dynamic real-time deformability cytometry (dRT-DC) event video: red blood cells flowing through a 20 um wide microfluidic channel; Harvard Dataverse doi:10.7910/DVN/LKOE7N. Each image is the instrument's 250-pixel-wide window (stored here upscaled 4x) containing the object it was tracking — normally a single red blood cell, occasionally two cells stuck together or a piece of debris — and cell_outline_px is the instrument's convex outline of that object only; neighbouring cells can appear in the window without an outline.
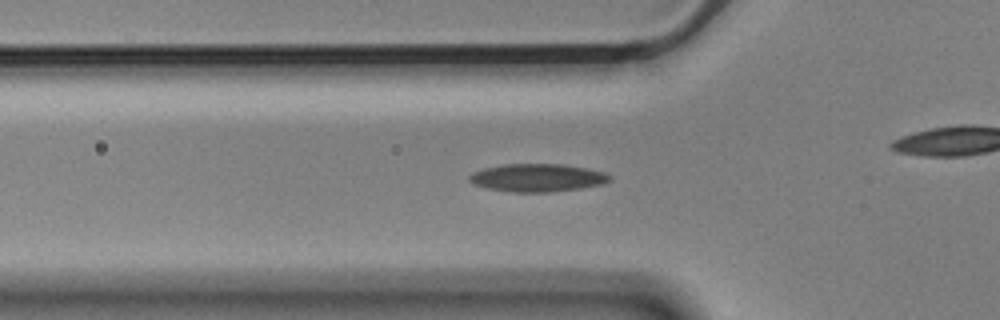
{"species": "Egyptian fruit bat (a non-hibernating species)", "species_latin": "Rousettus aegyptiacus", "temperature_condition": "cold", "stored_images_in_passage": 40, "camera_frame_rate_fps": 3000, "um_per_image_px": 0.085, "animal": {"sex": "male"}, "frame": {"image": 1, "passage_image": 7, "time_ms": 2.0, "image_size_px": [1000, 320], "cell_outline_px": [[612, 180], [600, 184], [580, 188], [548, 192], [512, 192], [488, 188], [472, 184], [468, 180], [468, 176], [472, 172], [484, 168], [504, 164], [564, 164], [604, 172], [612, 176]], "centroid_in_image_um": [45.64, 15.1], "position_along_channel_um": 80.2, "area_um2": 22.77}}
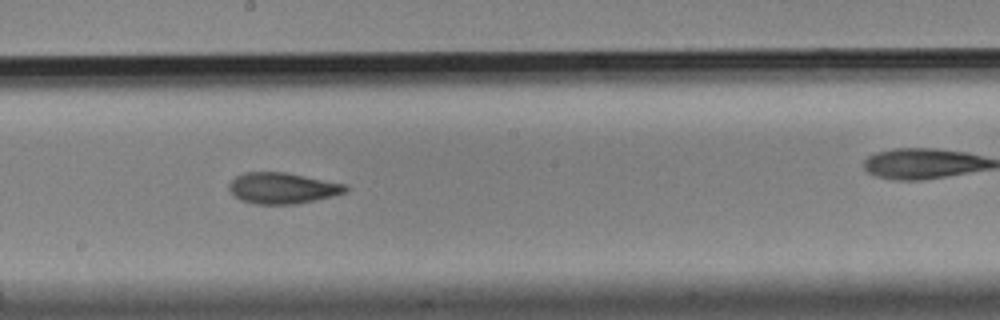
{"frame": {"image": 2, "passage_image": 19, "time_ms": 6.0, "image_size_px": [1000, 320], "cell_outline_px": [[348, 188], [344, 192], [332, 196], [296, 204], [256, 204], [240, 200], [228, 188], [228, 184], [236, 176], [244, 172], [284, 172], [348, 184]], "centroid_in_image_um": [24.0, 15.98], "position_along_channel_um": 224.2, "area_um2": 20.98}}
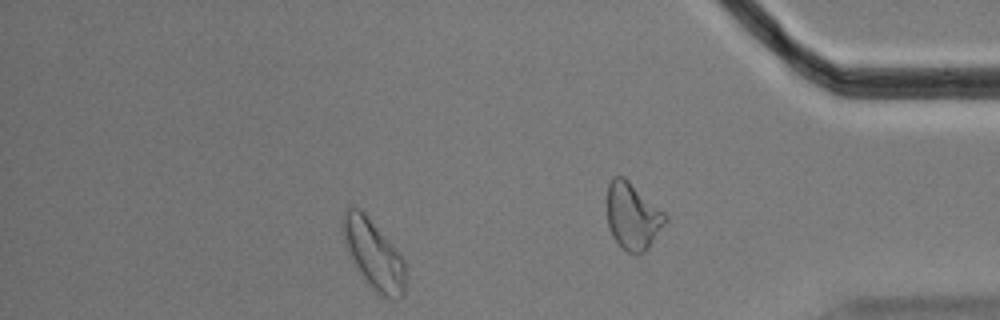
{"frame": {"image": 3, "passage_image": 33, "time_ms": 10.667, "image_size_px": [1000, 320], "cell_outline_px": [[404, 296], [396, 300], [388, 300], [380, 296], [364, 280], [352, 264], [340, 228], [340, 220], [344, 208], [360, 208], [364, 212], [396, 248], [404, 260]], "centroid_in_image_um": [31.71, 21.62], "position_along_channel_um": 403.5, "area_um2": 25.84}, "authors_computed_cell_mechanics": {"area_um2": 21.4727, "velocity_mm_per_s": 3.5763, "shape_relaxation_time_tau1_ms": 7.6664, "shape_relaxation_time_tau2_ms": 3.4254, "deformation_change_tau1": 0.1826, "deformation_change_tau2": 0.1094}}